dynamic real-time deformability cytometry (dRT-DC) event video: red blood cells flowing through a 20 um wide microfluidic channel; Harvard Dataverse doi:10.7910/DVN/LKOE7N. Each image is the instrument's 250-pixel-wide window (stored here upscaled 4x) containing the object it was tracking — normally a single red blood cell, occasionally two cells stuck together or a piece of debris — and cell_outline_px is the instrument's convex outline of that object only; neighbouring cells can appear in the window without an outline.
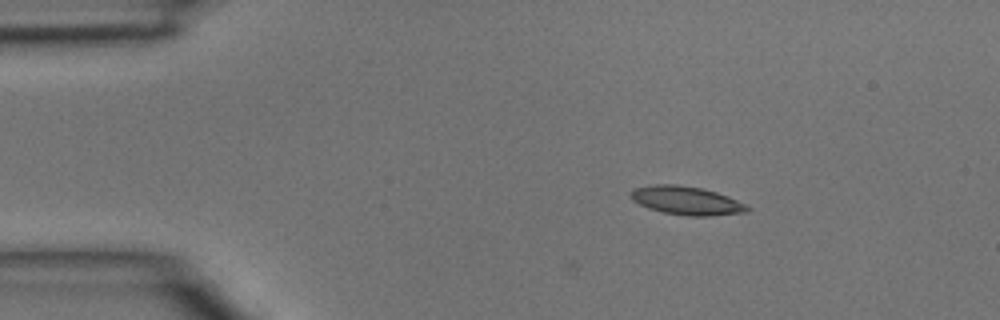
{"species": "common noctule bat (a hibernating species)", "species_latin": "Nyctalus noctula", "temperature_condition": "room temperature", "stored_images_in_passage": 4, "camera_frame_rate_fps": 3000, "um_per_image_px": 0.085, "animal": {"sex": "male", "body_mass_g": 15.6}, "frame": {"image": 1, "passage_image": 1, "time_ms": 0.0, "image_size_px": [1000, 320], "cell_outline_px": [[752, 208], [748, 212], [708, 216], [688, 216], [664, 212], [648, 208], [632, 200], [632, 188], [652, 184], [676, 184], [700, 188], [716, 192], [728, 196]], "centroid_in_image_um": [58.35, 17.05], "position_along_channel_um": 26.6, "area_um2": 19.25}}